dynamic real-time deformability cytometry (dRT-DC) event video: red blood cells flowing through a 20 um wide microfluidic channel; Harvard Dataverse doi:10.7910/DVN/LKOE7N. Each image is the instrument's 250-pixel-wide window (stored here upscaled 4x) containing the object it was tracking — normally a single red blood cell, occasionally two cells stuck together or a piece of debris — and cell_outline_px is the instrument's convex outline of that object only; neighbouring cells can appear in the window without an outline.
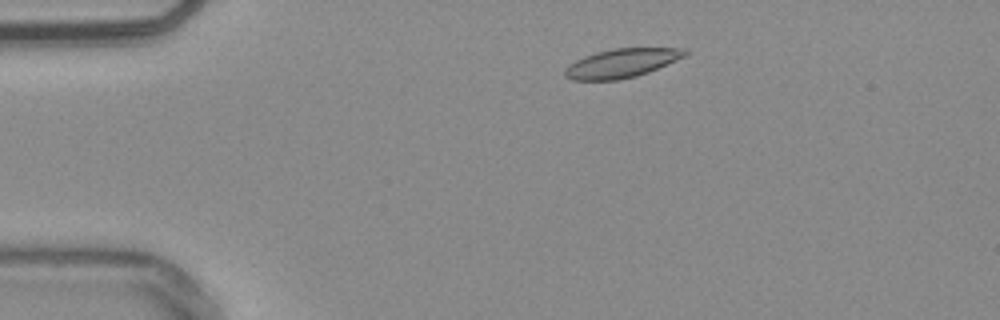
{"species": "common noctule bat (a hibernating species)", "species_latin": "Nyctalus noctula", "temperature_condition": "warm", "stored_images_in_passage": 49, "camera_frame_rate_fps": 3000, "um_per_image_px": 0.085, "animal": {"sex": "male", "body_mass_g": 20.4}, "frame": {"image": 1, "passage_image": 6, "time_ms": 1.667, "image_size_px": [1000, 320], "cell_outline_px": [[688, 52], [684, 56], [648, 72], [636, 76], [616, 80], [572, 80], [564, 76], [564, 72], [568, 64], [584, 56], [596, 52], [612, 48], [688, 48]], "centroid_in_image_um": [52.8, 5.36], "position_along_channel_um": 32.2, "area_um2": 20.11}}
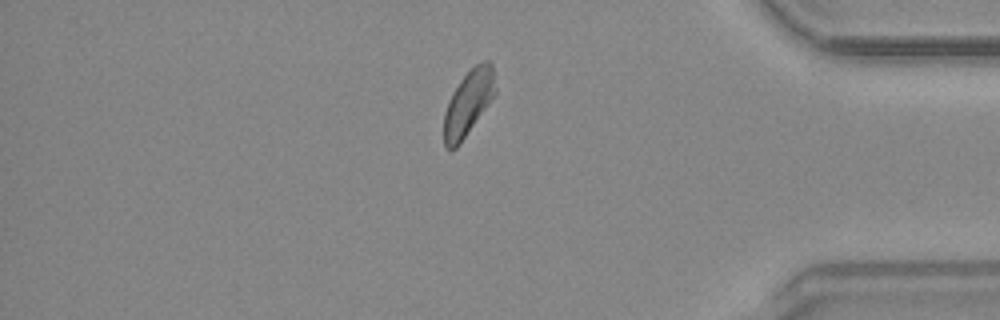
{"frame": {"image": 2, "passage_image": 41, "time_ms": 13.333, "image_size_px": [1000, 320], "cell_outline_px": [[496, 92], [460, 144], [456, 148], [448, 148], [444, 144], [444, 112], [448, 100], [452, 92], [460, 80], [480, 60], [488, 60], [492, 64], [496, 88]], "centroid_in_image_um": [39.8, 8.71], "position_along_channel_um": 395.4, "area_um2": 19.31}}
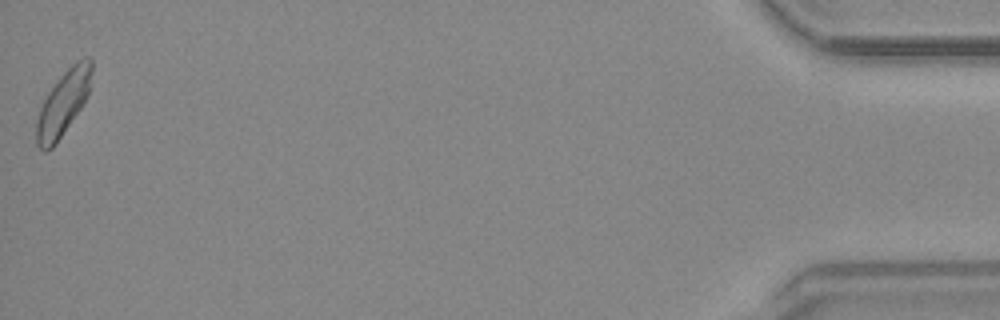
{"frame": {"image": 3, "passage_image": 49, "time_ms": 16.0, "image_size_px": [1000, 320], "cell_outline_px": [[92, 72], [88, 92], [80, 108], [56, 144], [52, 148], [44, 152], [36, 144], [36, 120], [40, 108], [48, 92], [60, 76], [76, 60], [88, 56], [92, 60]], "centroid_in_image_um": [5.35, 8.77], "position_along_channel_um": 429.8, "area_um2": 20.52}, "authors_computed_cell_mechanics": {"area_um2": 19.8832, "velocity_mm_per_s": 3.8006, "shape_relaxation_time_tau1_ms": 5.6815, "shape_relaxation_time_tau2_ms": null, "deformation_change_tau1": 0.1275, "deformation_change_tau2": null}}